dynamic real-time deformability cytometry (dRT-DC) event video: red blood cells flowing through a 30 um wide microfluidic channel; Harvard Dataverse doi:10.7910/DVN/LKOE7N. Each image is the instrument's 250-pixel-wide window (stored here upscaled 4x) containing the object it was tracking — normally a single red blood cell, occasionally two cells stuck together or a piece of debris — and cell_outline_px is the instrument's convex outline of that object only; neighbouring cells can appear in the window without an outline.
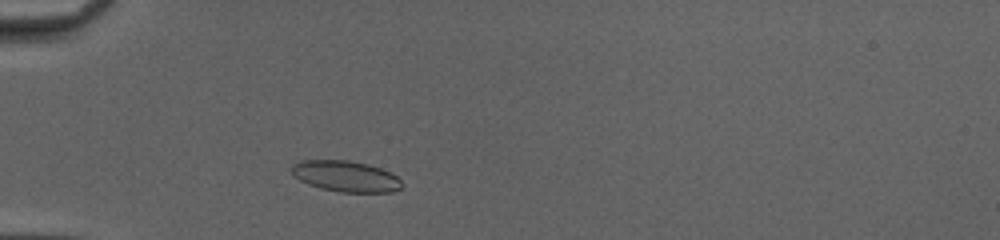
{"species": "common noctule bat (a hibernating species)", "species_latin": "Nyctalus noctula", "temperature_condition": "cold", "stored_images_in_passage": 35, "camera_frame_rate_fps": 3000, "um_per_image_px": 0.085, "animal": {"sex": "female", "body_mass_g": 20.0, "forearm_length_mm": 54.0}, "frame": {"image": 1, "passage_image": 5, "time_ms": 1.333, "image_size_px": [1000, 240], "cell_outline_px": [[404, 184], [400, 188], [392, 192], [340, 192], [320, 188], [308, 184], [300, 180], [292, 172], [292, 164], [300, 160], [348, 160], [368, 164], [380, 168], [396, 176]], "centroid_in_image_um": [29.38, 14.98], "position_along_channel_um": 55.6, "area_um2": 19.83}}
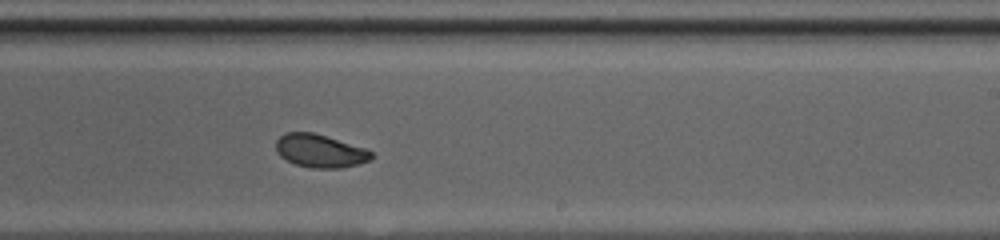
{"frame": {"image": 2, "passage_image": 21, "time_ms": 6.667, "image_size_px": [1000, 240], "cell_outline_px": [[372, 160], [360, 164], [340, 168], [312, 168], [296, 164], [284, 160], [276, 152], [276, 140], [284, 132], [312, 132], [364, 148], [372, 152]], "centroid_in_image_um": [27.17, 12.84], "position_along_channel_um": 261.8, "area_um2": 18.44}}
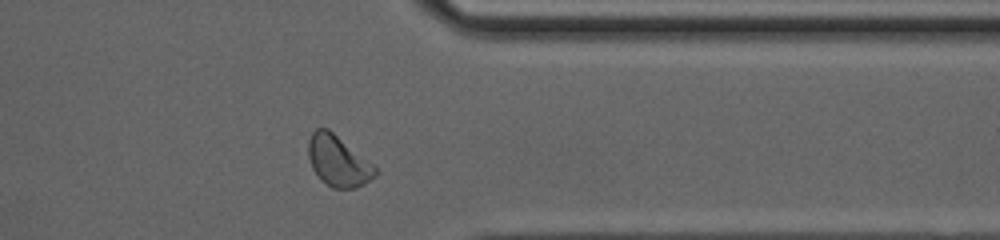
{"frame": {"image": 3, "passage_image": 30, "time_ms": 9.667, "image_size_px": [1000, 240], "cell_outline_px": [[380, 172], [376, 176], [364, 184], [356, 188], [332, 188], [320, 180], [312, 168], [308, 156], [308, 140], [312, 132], [316, 128], [328, 128], [372, 164]], "centroid_in_image_um": [28.73, 13.7], "position_along_channel_um": 382.7, "area_um2": 19.77}, "authors_computed_cell_mechanics": {"area_um2": 19.3052, "velocity_mm_per_s": 4.1546, "shape_relaxation_time_tau1_ms": 2.397, "shape_relaxation_time_tau2_ms": 1.2206, "deformation_change_tau1": 0.0953, "deformation_change_tau2": 0.0552}}